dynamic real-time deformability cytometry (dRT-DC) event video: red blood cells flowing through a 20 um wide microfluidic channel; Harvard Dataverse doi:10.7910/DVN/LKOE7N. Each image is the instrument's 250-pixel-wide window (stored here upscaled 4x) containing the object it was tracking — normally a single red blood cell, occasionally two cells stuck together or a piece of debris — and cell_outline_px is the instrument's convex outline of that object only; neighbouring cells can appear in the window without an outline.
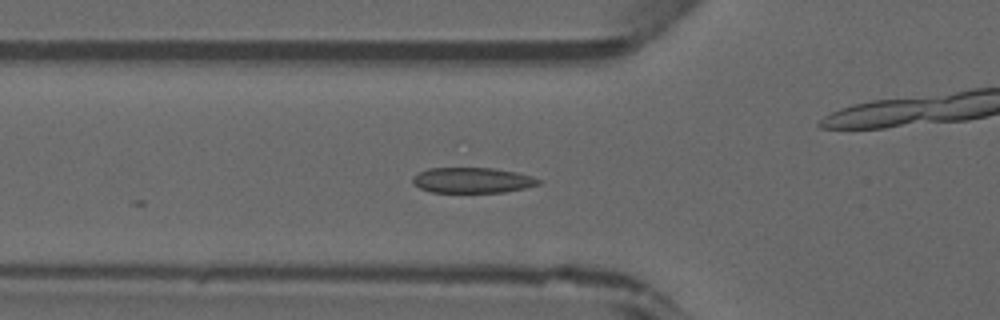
{"species": "common noctule bat (a hibernating species)", "species_latin": "Nyctalus noctula", "temperature_condition": "warm", "stored_images_in_passage": 22, "camera_frame_rate_fps": 3000, "um_per_image_px": 0.085, "animal": {"sex": "male", "forearm_length_mm": 52.5}, "frame": {"image": 1, "passage_image": 16, "time_ms": 5.0, "image_size_px": [1000, 320], "cell_outline_px": [[540, 184], [524, 188], [504, 192], [432, 192], [420, 188], [412, 184], [412, 176], [428, 168], [492, 168], [516, 172], [532, 176], [540, 180]], "centroid_in_image_um": [40.12, 15.32], "position_along_channel_um": 85.7, "area_um2": 18.61}}